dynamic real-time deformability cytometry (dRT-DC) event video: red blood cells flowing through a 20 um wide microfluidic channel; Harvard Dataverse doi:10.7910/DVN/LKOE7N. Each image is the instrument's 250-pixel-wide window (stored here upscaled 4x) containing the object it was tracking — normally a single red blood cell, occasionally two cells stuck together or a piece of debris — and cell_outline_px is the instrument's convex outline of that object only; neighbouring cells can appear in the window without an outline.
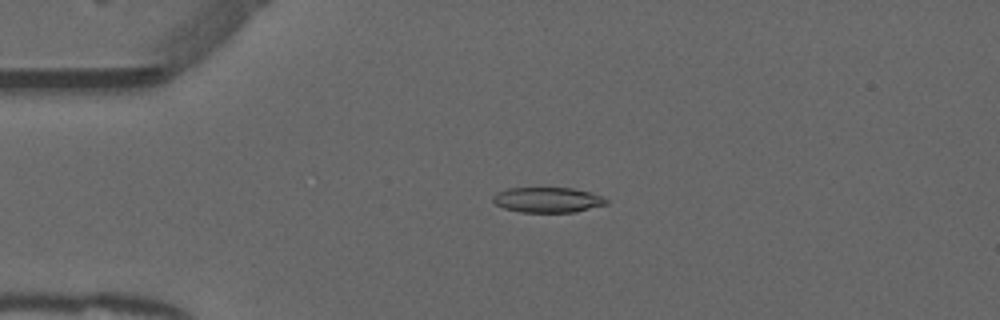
{"species": "common noctule bat (a hibernating species)", "species_latin": "Nyctalus noctula", "temperature_condition": "warm", "stored_images_in_passage": 15, "camera_frame_rate_fps": 3000, "um_per_image_px": 0.085, "animal": {"sex": "male", "forearm_length_mm": 52.5}, "frame": {"image": 1, "passage_image": 12, "time_ms": 3.667, "image_size_px": [1000, 320], "cell_outline_px": [[608, 204], [576, 212], [520, 212], [504, 208], [496, 204], [492, 200], [492, 196], [496, 192], [508, 188], [572, 188], [588, 192], [600, 196], [608, 200]], "centroid_in_image_um": [46.52, 16.99], "position_along_channel_um": 38.5, "area_um2": 16.65}}